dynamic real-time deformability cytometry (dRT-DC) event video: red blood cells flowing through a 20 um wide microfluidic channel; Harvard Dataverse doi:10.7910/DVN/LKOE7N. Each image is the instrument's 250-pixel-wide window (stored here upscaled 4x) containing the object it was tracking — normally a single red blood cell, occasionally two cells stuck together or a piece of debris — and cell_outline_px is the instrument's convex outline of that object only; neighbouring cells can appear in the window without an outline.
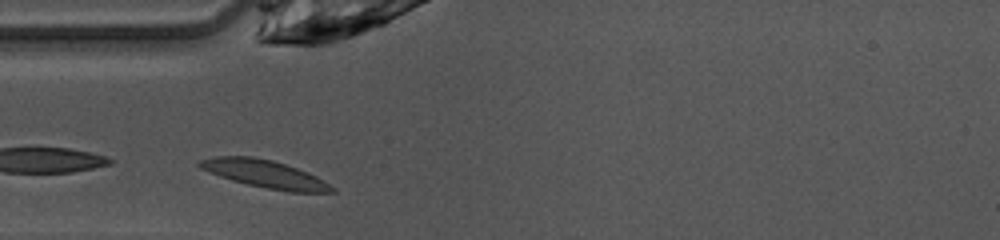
{"species": "common noctule bat (a hibernating species)", "species_latin": "Nyctalus noctula", "temperature_condition": "warm", "stored_images_in_passage": 26, "camera_frame_rate_fps": 3000, "um_per_image_px": 0.085, "animal": {"sex": "female", "body_mass_g": 10.0, "forearm_length_mm": 53.1}, "frame": {"image": 1, "passage_image": 1, "time_ms": 0.0, "image_size_px": [1000, 240], "cell_outline_px": [[336, 192], [288, 192], [248, 184], [232, 180], [208, 172], [200, 168], [196, 164], [200, 160], [216, 156], [252, 156], [272, 160], [308, 172], [316, 176], [336, 188]], "centroid_in_image_um": [22.51, 14.78], "position_along_channel_um": 62.5, "area_um2": 21.21}}
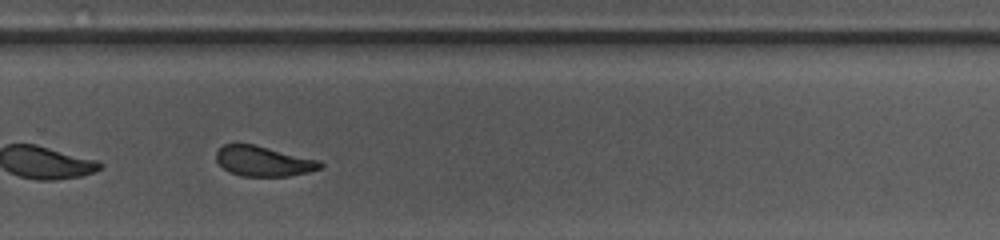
{"frame": {"image": 2, "passage_image": 19, "time_ms": 6.0, "image_size_px": [1000, 240], "cell_outline_px": [[324, 164], [320, 168], [308, 172], [288, 176], [240, 176], [228, 172], [216, 160], [216, 152], [224, 144], [256, 144], [320, 160]], "centroid_in_image_um": [22.4, 13.69], "position_along_channel_um": 307.4, "area_um2": 18.38}, "authors_computed_cell_mechanics": {"area_um2": 19.2474, "velocity_mm_per_s": 4.0745, "shape_relaxation_time_tau1_ms": 2.5331, "shape_relaxation_time_tau2_ms": 1.1775, "deformation_change_tau1": 0.123, "deformation_change_tau2": 0.0888}}